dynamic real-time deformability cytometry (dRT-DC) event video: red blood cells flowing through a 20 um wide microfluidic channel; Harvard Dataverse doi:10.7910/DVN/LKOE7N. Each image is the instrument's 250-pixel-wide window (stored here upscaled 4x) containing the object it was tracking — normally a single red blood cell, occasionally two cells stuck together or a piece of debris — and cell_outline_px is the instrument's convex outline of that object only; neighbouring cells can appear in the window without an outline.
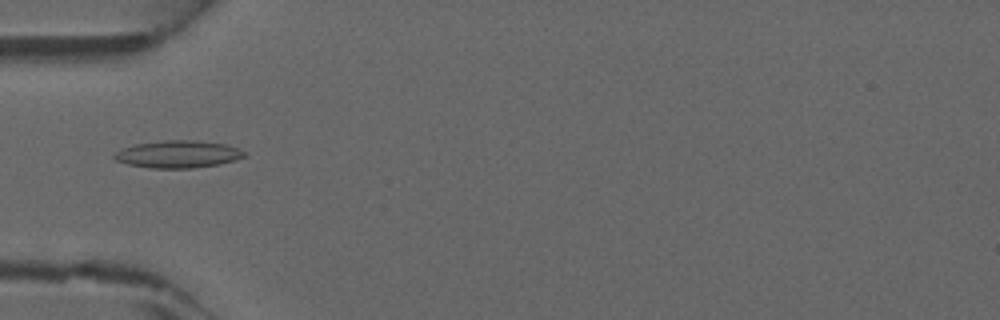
{"species": "common noctule bat (a hibernating species)", "species_latin": "Nyctalus noctula", "temperature_condition": "warm", "stored_images_in_passage": 38, "camera_frame_rate_fps": 3000, "um_per_image_px": 0.085, "animal": {"sex": "male", "forearm_length_mm": 52.5}, "frame": {"image": 1, "passage_image": 8, "time_ms": 2.333, "image_size_px": [1000, 320], "cell_outline_px": [[248, 156], [220, 164], [192, 168], [148, 168], [128, 164], [116, 160], [112, 156], [116, 152], [124, 148], [136, 144], [164, 140], [196, 140], [224, 144], [236, 148], [244, 152]], "centroid_in_image_um": [15.13, 13.11], "position_along_channel_um": 69.9, "area_um2": 20.58}}
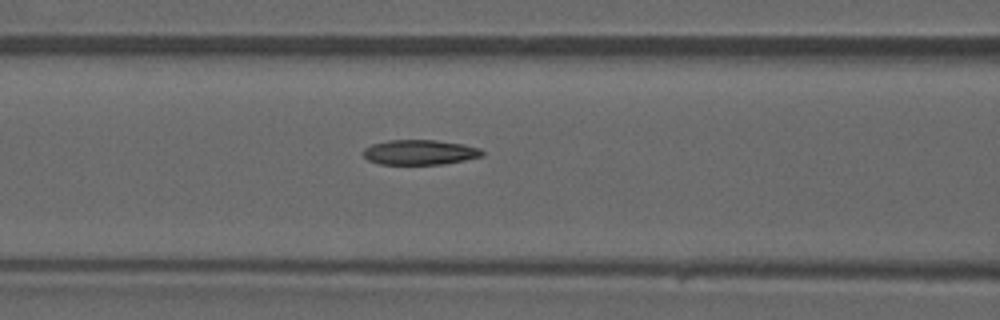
{"frame": {"image": 2, "passage_image": 12, "time_ms": 3.667, "image_size_px": [1000, 320], "cell_outline_px": [[484, 156], [444, 164], [380, 164], [368, 160], [364, 156], [364, 148], [372, 144], [388, 140], [436, 140], [464, 144], [480, 148], [484, 152]], "centroid_in_image_um": [35.71, 12.94], "position_along_channel_um": 130.9, "area_um2": 17.34}}
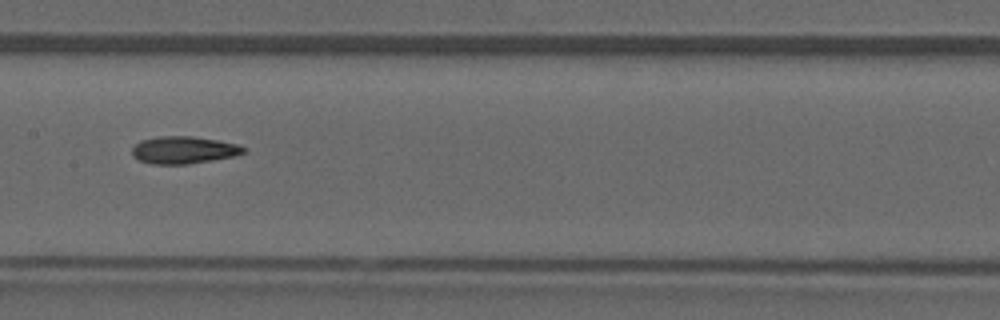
{"frame": {"image": 3, "passage_image": 16, "time_ms": 5.0, "image_size_px": [1000, 320], "cell_outline_px": [[248, 152], [236, 156], [188, 164], [152, 164], [140, 160], [132, 156], [132, 148], [140, 140], [160, 136], [192, 136], [216, 140], [236, 144], [248, 148]], "centroid_in_image_um": [15.64, 12.75], "position_along_channel_um": 191.8, "area_um2": 17.86}}